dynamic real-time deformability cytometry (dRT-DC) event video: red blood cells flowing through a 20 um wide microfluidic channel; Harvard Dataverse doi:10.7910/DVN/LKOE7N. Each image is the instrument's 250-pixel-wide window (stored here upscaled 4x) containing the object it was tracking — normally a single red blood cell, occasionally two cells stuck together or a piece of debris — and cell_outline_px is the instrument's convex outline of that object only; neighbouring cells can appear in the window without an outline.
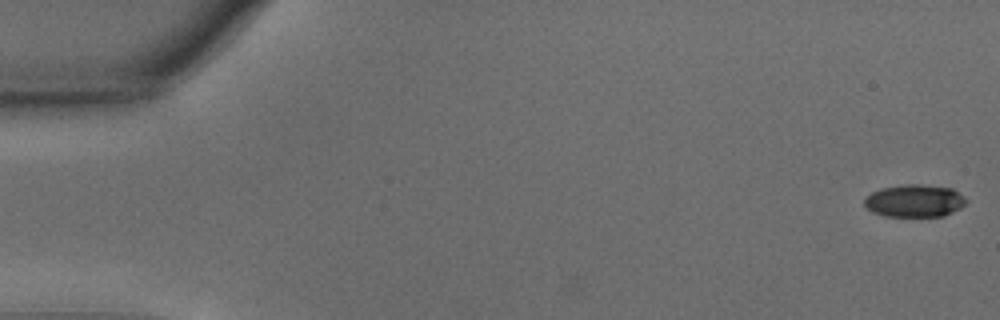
{"species": "common noctule bat (a hibernating species)", "species_latin": "Nyctalus noctula", "temperature_condition": "warm", "stored_images_in_passage": 15, "camera_frame_rate_fps": 3000, "um_per_image_px": 0.085, "animal": {"sex": "male", "body_mass_g": 15.6}, "frame": {"image": 1, "passage_image": 1, "time_ms": 0.0, "image_size_px": [1000, 320], "cell_outline_px": [[968, 200], [960, 208], [944, 216], [884, 216], [872, 212], [864, 204], [864, 200], [872, 192], [880, 188], [908, 184], [920, 184], [952, 188], [964, 196]], "centroid_in_image_um": [77.75, 17.07], "position_along_channel_um": 7.3, "area_um2": 19.25}}
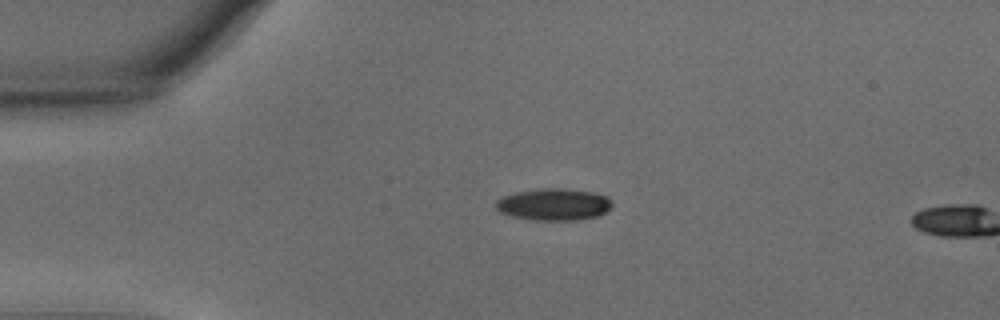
{"frame": {"image": 2, "passage_image": 13, "time_ms": 4.0, "image_size_px": [1000, 320], "cell_outline_px": [[612, 208], [596, 216], [576, 220], [532, 220], [512, 216], [500, 212], [496, 208], [496, 200], [504, 196], [516, 192], [540, 188], [564, 188], [592, 192], [608, 196], [612, 204]], "centroid_in_image_um": [47.07, 17.37], "position_along_channel_um": 37.9, "area_um2": 21.62}}